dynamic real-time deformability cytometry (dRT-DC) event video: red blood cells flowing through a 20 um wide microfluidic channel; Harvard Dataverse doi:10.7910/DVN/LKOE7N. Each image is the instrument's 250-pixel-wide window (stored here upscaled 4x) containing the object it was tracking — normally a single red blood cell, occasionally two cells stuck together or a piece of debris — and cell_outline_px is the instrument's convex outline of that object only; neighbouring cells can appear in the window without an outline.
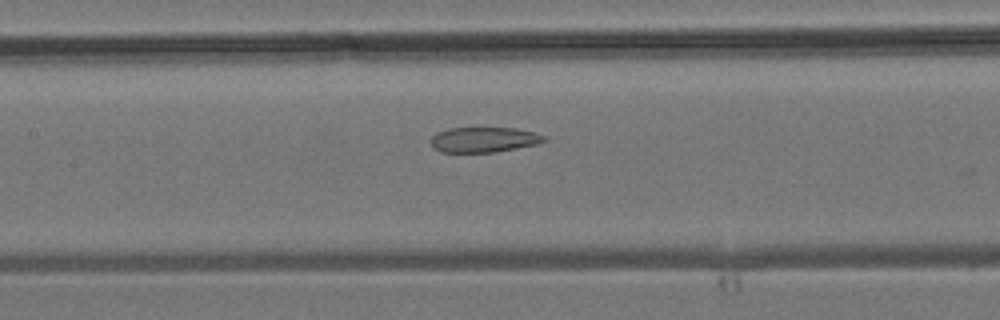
{"species": "common noctule bat (a hibernating species)", "species_latin": "Nyctalus noctula", "temperature_condition": "room temperature", "stored_images_in_passage": 30, "camera_frame_rate_fps": 3000, "um_per_image_px": 0.085, "animal": {"sex": "male", "body_mass_g": 19.2, "forearm_length_mm": 51.8}, "frame": {"image": 1, "passage_image": 7, "time_ms": 2.0, "image_size_px": [1000, 320], "cell_outline_px": [[548, 140], [536, 144], [496, 152], [440, 152], [432, 148], [428, 140], [436, 132], [448, 128], [516, 128], [532, 132], [544, 136]], "centroid_in_image_um": [41.05, 11.87], "position_along_channel_um": 166.4, "area_um2": 16.76}}
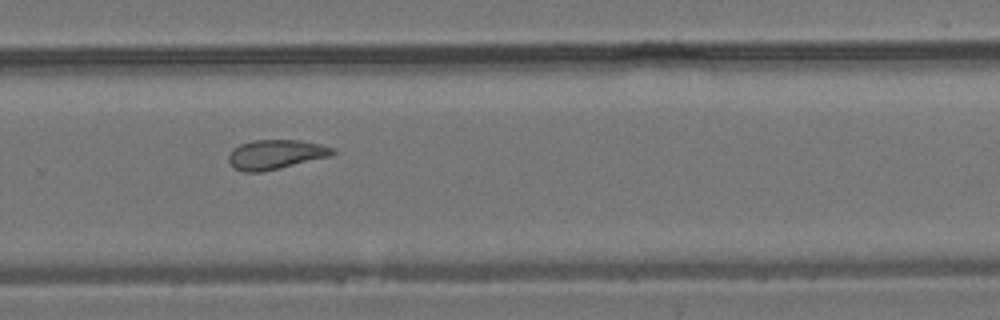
{"frame": {"image": 2, "passage_image": 16, "time_ms": 5.0, "image_size_px": [1000, 320], "cell_outline_px": [[336, 152], [332, 156], [264, 172], [244, 172], [232, 168], [228, 160], [228, 156], [232, 148], [240, 144], [252, 140], [300, 140], [320, 144], [332, 148]], "centroid_in_image_um": [23.4, 13.14], "position_along_channel_um": 306.4, "area_um2": 18.15}}
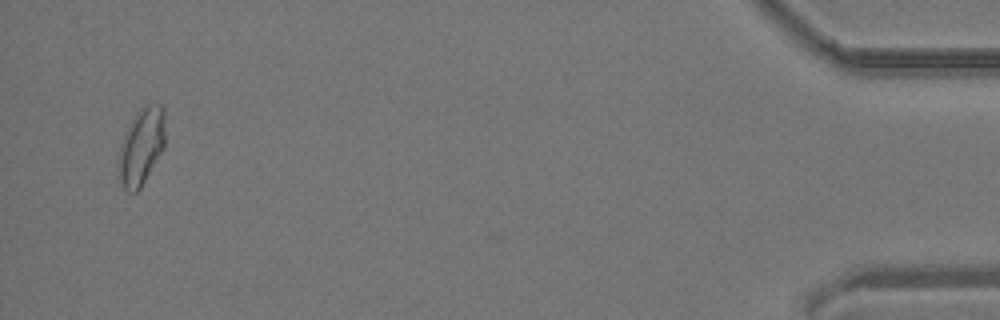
{"frame": {"image": 3, "passage_image": 29, "time_ms": 9.333, "image_size_px": [1000, 320], "cell_outline_px": [[164, 148], [140, 188], [136, 192], [128, 192], [124, 188], [120, 180], [120, 144], [128, 124], [136, 112], [144, 104], [160, 104], [164, 108]], "centroid_in_image_um": [12.03, 12.4], "position_along_channel_um": 423.2, "area_um2": 20.63}}